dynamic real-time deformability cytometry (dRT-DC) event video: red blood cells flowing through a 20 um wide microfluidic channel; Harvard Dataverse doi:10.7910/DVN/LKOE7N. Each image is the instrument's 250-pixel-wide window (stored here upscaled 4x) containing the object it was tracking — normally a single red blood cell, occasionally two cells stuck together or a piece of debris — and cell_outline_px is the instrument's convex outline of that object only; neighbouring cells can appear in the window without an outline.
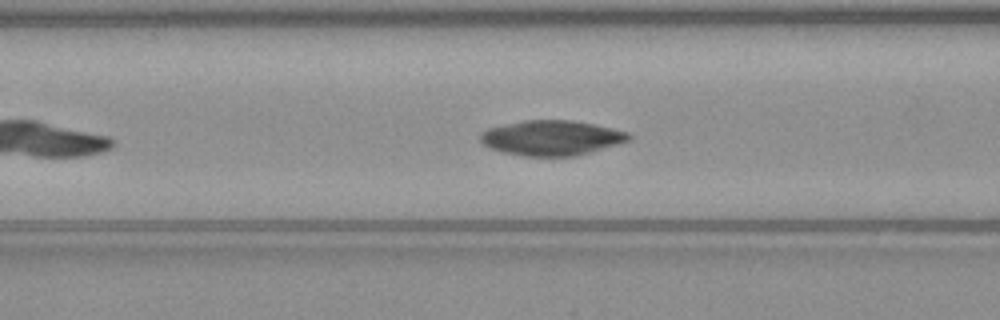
{"species": "common noctule bat (a hibernating species)", "species_latin": "Nyctalus noctula", "temperature_condition": "warm", "stored_images_in_passage": 38, "camera_frame_rate_fps": 3000, "um_per_image_px": 0.085, "animal": {"sex": "male", "body_mass_g": 23.1, "forearm_length_mm": 52.7}, "frame": {"image": 1, "passage_image": 10, "time_ms": 3.0, "image_size_px": [1000, 320], "cell_outline_px": [[632, 140], [592, 152], [576, 156], [524, 156], [504, 152], [488, 148], [480, 140], [480, 132], [488, 128], [524, 120], [572, 120], [612, 128], [628, 132], [632, 136]], "centroid_in_image_um": [46.9, 11.72], "position_along_channel_um": 119.7, "area_um2": 30.4}, "authors_computed_cell_mechanics": {"area_um2": 29.8537, "velocity_mm_per_s": 3.9973, "shape_relaxation_time_tau1_ms": 6.6294, "shape_relaxation_time_tau2_ms": null, "deformation_change_tau1": 0.2998, "deformation_change_tau2": null}}